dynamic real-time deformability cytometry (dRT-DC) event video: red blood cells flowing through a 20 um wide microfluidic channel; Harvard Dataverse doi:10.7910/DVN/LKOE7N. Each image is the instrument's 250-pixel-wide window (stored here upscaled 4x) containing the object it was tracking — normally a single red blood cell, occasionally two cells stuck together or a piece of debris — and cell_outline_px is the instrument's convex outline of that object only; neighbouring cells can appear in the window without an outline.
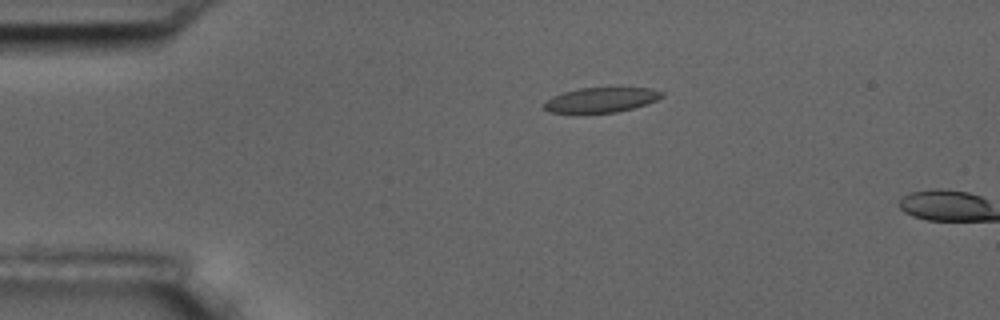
{"species": "common noctule bat (a hibernating species)", "species_latin": "Nyctalus noctula", "temperature_condition": "room temperature", "stored_images_in_passage": 5, "camera_frame_rate_fps": 3000, "um_per_image_px": 0.085, "animal": {"sex": "male", "body_mass_g": 17.5, "forearm_length_mm": 52.3}, "frame": {"image": 1, "passage_image": 4, "time_ms": 3.667, "image_size_px": [1000, 320], "cell_outline_px": [[664, 96], [656, 100], [632, 108], [616, 112], [576, 116], [548, 112], [544, 108], [544, 104], [552, 96], [564, 92], [580, 88], [652, 88], [664, 92]], "centroid_in_image_um": [51.02, 8.54], "position_along_channel_um": 34.0, "area_um2": 17.69}}